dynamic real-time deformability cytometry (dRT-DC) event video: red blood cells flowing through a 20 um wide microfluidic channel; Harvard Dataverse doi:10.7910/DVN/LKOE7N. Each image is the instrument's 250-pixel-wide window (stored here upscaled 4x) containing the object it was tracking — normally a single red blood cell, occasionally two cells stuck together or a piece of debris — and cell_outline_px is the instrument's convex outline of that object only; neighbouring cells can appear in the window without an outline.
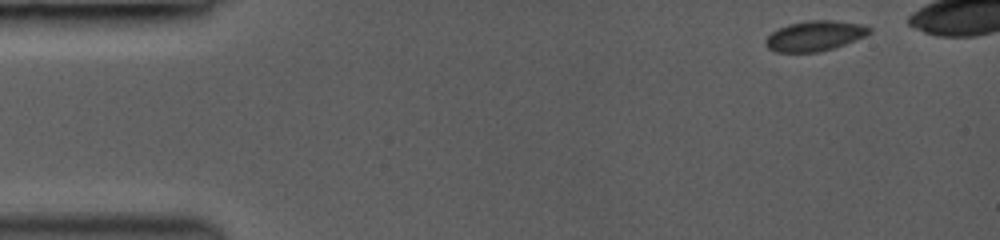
{"species": "common noctule bat (a hibernating species)", "species_latin": "Nyctalus noctula", "temperature_condition": "room temperature", "stored_images_in_passage": 8, "camera_frame_rate_fps": 3000, "um_per_image_px": 0.085, "animal": {"sex": "female", "body_mass_g": 19.0, "forearm_length_mm": 53.3}, "frame": {"image": 1, "passage_image": 1, "time_ms": 0.0, "image_size_px": [1000, 240], "cell_outline_px": [[872, 32], [864, 36], [844, 44], [820, 52], [776, 52], [768, 48], [764, 44], [764, 40], [772, 32], [788, 24], [808, 20], [832, 20], [864, 24], [872, 28]], "centroid_in_image_um": [69.26, 3.04], "position_along_channel_um": 15.7, "area_um2": 18.26}}
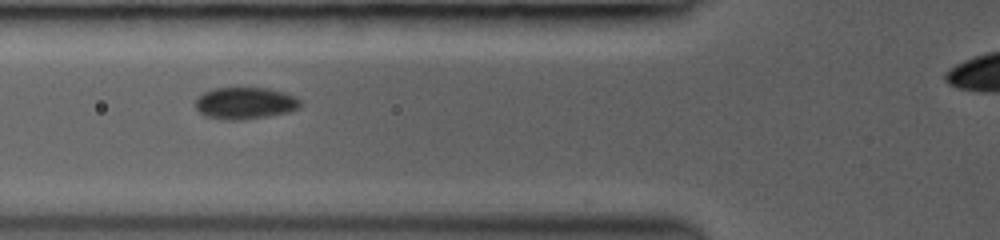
{"frame": {"image": 2, "passage_image": 6, "time_ms": 4.667, "image_size_px": [1000, 240], "cell_outline_px": [[300, 108], [288, 112], [268, 116], [240, 120], [224, 120], [204, 116], [196, 108], [196, 96], [212, 88], [268, 88], [284, 92], [296, 96], [300, 100]], "centroid_in_image_um": [20.82, 8.77], "position_along_channel_um": 105.0, "area_um2": 19.65}}
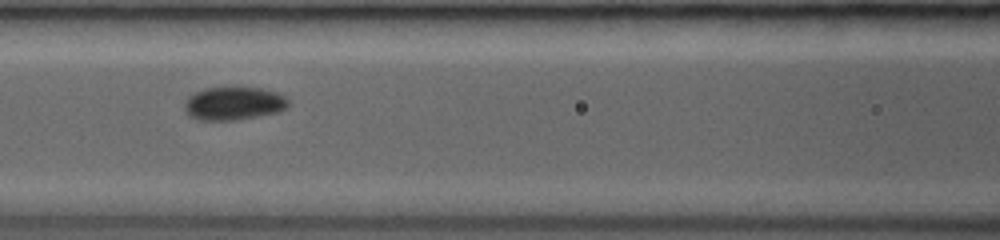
{"frame": {"image": 3, "passage_image": 7, "time_ms": 5.667, "image_size_px": [1000, 240], "cell_outline_px": [[288, 108], [280, 112], [260, 116], [236, 120], [196, 120], [188, 116], [184, 108], [184, 104], [188, 96], [204, 88], [260, 88], [276, 92], [284, 96], [288, 100]], "centroid_in_image_um": [19.86, 8.81], "position_along_channel_um": 146.7, "area_um2": 20.23}}